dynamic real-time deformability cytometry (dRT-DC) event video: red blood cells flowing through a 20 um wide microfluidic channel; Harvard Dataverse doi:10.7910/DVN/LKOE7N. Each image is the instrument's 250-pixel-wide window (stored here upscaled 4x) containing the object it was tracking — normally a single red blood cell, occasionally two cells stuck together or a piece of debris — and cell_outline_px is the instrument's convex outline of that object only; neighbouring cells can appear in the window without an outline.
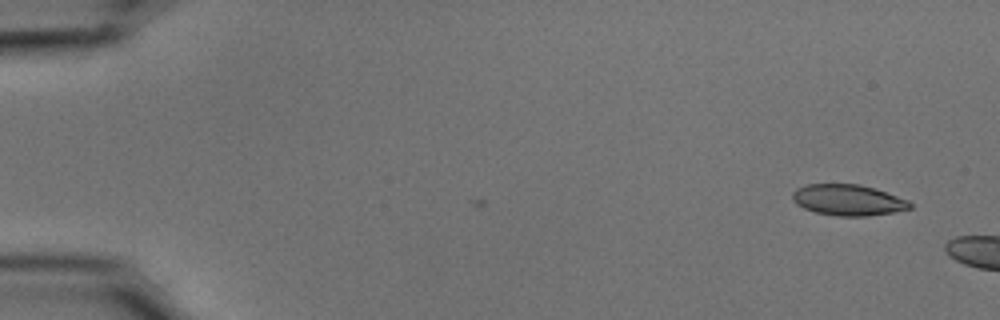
{"species": "common noctule bat (a hibernating species)", "species_latin": "Nyctalus noctula", "temperature_condition": "cold", "stored_images_in_passage": 2, "camera_frame_rate_fps": 3000, "um_per_image_px": 0.085, "animal": {"sex": "male", "body_mass_g": 15.6}, "frame": {"image": 1, "passage_image": 2, "time_ms": 0.333, "image_size_px": [1000, 320], "cell_outline_px": [[912, 208], [892, 212], [868, 216], [836, 216], [816, 212], [804, 208], [796, 204], [792, 200], [792, 192], [796, 188], [808, 184], [860, 184], [908, 200], [912, 204]], "centroid_in_image_um": [72.04, 17.0], "position_along_channel_um": 13.0, "area_um2": 21.1}}